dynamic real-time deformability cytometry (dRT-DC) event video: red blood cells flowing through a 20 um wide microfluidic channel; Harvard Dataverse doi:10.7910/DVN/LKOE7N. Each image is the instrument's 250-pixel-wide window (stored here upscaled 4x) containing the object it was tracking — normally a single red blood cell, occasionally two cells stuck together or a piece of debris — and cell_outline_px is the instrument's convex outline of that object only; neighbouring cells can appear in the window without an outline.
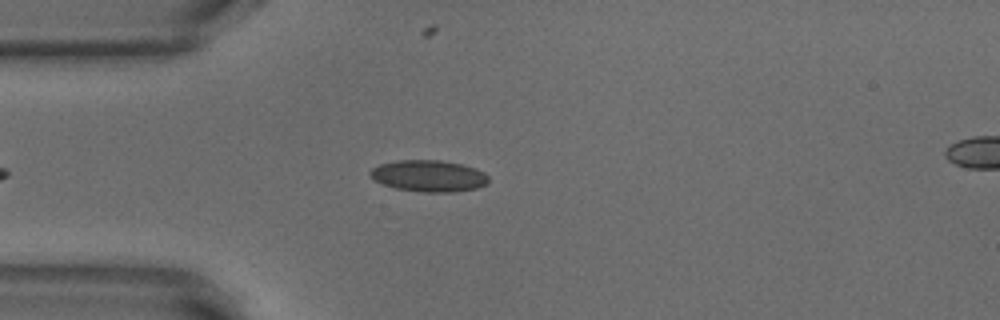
{"species": "common noctule bat (a hibernating species)", "species_latin": "Nyctalus noctula", "temperature_condition": "warm", "stored_images_in_passage": 38, "camera_frame_rate_fps": 3000, "um_per_image_px": 0.085, "animal": {"sex": "male", "body_mass_g": 18.8}, "frame": {"image": 1, "passage_image": 3, "time_ms": 0.667, "image_size_px": [1000, 320], "cell_outline_px": [[488, 184], [476, 188], [452, 192], [420, 192], [396, 188], [380, 184], [368, 172], [372, 168], [380, 164], [396, 160], [440, 160], [460, 164], [476, 168], [484, 172], [488, 176]], "centroid_in_image_um": [36.44, 14.95], "position_along_channel_um": 48.6, "area_um2": 21.79}}
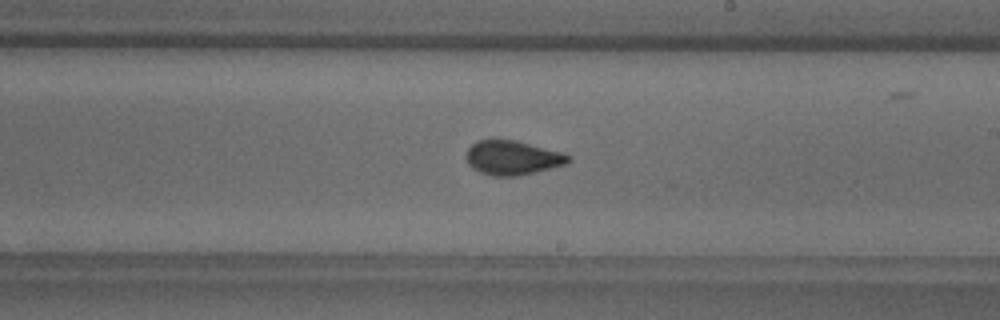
{"frame": {"image": 2, "passage_image": 19, "time_ms": 6.0, "image_size_px": [1000, 320], "cell_outline_px": [[572, 160], [568, 164], [516, 176], [492, 176], [480, 172], [472, 168], [468, 164], [464, 156], [468, 148], [476, 140], [512, 140], [560, 152], [572, 156]], "centroid_in_image_um": [43.53, 13.42], "position_along_channel_um": 245.5, "area_um2": 20.29}}
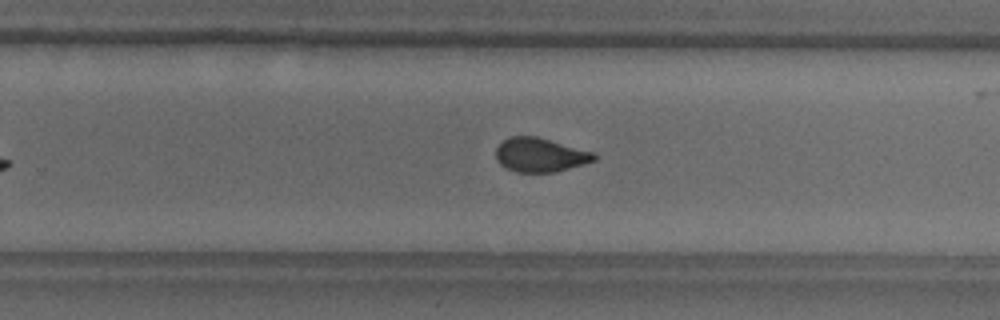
{"frame": {"image": 3, "passage_image": 22, "time_ms": 7.0, "image_size_px": [1000, 320], "cell_outline_px": [[596, 160], [584, 164], [556, 172], [516, 172], [500, 164], [496, 160], [496, 148], [508, 136], [536, 136], [592, 152], [596, 156]], "centroid_in_image_um": [45.89, 13.17], "position_along_channel_um": 283.9, "area_um2": 19.31}, "authors_computed_cell_mechanics": {"area_um2": 20.0855, "velocity_mm_per_s": 3.8657, "shape_relaxation_time_tau1_ms": 5.698, "shape_relaxation_time_tau2_ms": 0.6894, "deformation_change_tau1": 0.1472, "deformation_change_tau2": 0.0609}}